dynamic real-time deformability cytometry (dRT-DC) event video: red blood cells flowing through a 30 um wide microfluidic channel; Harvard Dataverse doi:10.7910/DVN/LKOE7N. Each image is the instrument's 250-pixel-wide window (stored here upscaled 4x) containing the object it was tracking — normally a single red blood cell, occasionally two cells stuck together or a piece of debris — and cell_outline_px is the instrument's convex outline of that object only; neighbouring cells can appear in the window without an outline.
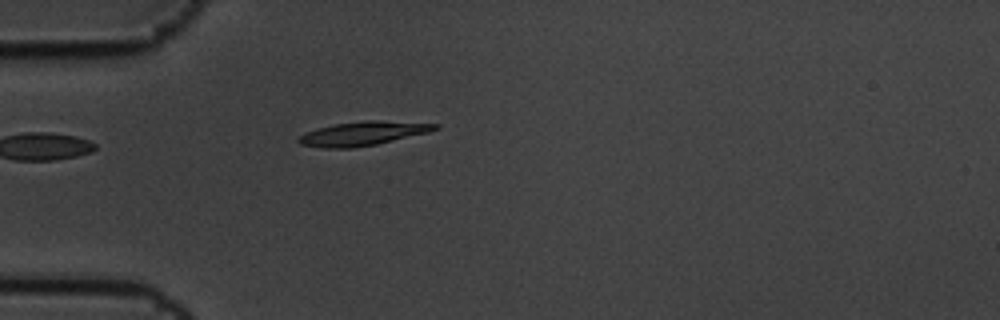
{"species": "common noctule bat (a hibernating species)", "species_latin": "Nyctalus noctula", "temperature_condition": "cold", "stored_images_in_passage": 4, "camera_frame_rate_fps": 3000, "um_per_image_px": 0.085, "animal": {"sex": "male", "body_mass_g": 19.5, "forearm_length_mm": 54.6}, "frame": {"image": 1, "passage_image": 4, "time_ms": 1.0, "image_size_px": [1000, 320], "cell_outline_px": [[440, 128], [428, 132], [376, 144], [352, 148], [324, 148], [300, 144], [296, 140], [304, 132], [316, 128], [332, 124], [364, 120], [380, 120], [440, 124]], "centroid_in_image_um": [30.81, 11.33], "position_along_channel_um": 54.2, "area_um2": 19.13}}